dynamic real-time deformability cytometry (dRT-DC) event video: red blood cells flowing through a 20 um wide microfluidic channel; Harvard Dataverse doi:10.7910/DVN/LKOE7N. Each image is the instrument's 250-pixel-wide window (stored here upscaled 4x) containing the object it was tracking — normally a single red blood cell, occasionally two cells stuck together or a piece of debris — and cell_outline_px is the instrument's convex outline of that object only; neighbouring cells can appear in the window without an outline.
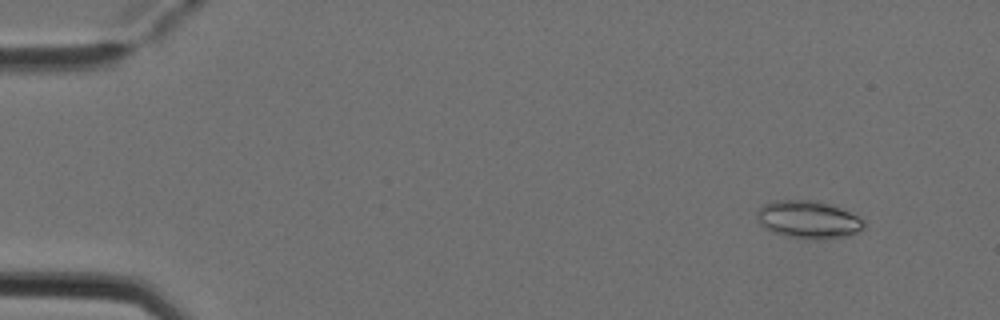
{"species": "Egyptian fruit bat (a non-hibernating species)", "species_latin": "Rousettus aegyptiacus", "temperature_condition": "cold", "stored_images_in_passage": 5, "camera_frame_rate_fps": 3000, "um_per_image_px": 0.085, "animal": {"sex": "female"}, "frame": {"image": 1, "passage_image": 2, "time_ms": 0.333, "image_size_px": [1000, 320], "cell_outline_px": [[868, 224], [860, 232], [848, 236], [824, 240], [816, 240], [788, 236], [772, 232], [764, 228], [760, 224], [756, 216], [756, 212], [764, 204], [776, 200], [816, 200], [840, 208], [864, 220]], "centroid_in_image_um": [68.73, 18.68], "position_along_channel_um": 16.3, "area_um2": 23.76}}